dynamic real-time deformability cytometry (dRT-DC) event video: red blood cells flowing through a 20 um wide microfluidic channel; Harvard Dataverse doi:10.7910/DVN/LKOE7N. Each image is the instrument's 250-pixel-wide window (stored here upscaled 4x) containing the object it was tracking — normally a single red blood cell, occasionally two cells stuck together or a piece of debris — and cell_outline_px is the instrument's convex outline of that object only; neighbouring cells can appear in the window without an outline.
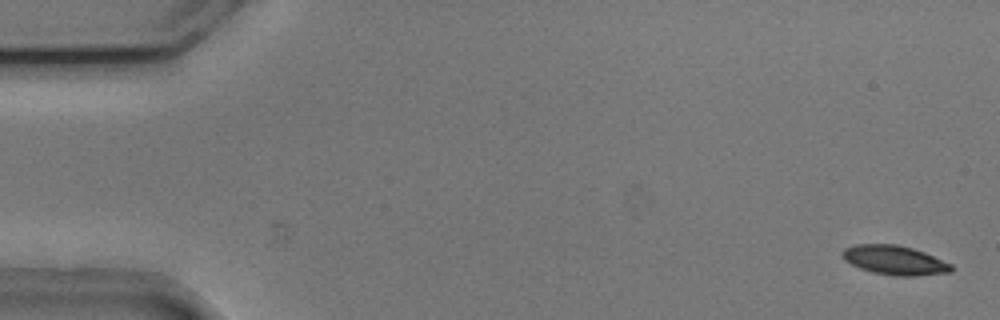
{"species": "common noctule bat (a hibernating species)", "species_latin": "Nyctalus noctula", "temperature_condition": "cold", "stored_images_in_passage": 55, "camera_frame_rate_fps": 3000, "um_per_image_px": 0.085, "animal": {"sex": "male", "body_mass_g": 20.5, "forearm_length_mm": 52.5}, "frame": {"image": 1, "passage_image": 2, "time_ms": 0.333, "image_size_px": [1000, 320], "cell_outline_px": [[952, 272], [916, 276], [896, 276], [872, 272], [860, 268], [844, 260], [840, 252], [844, 248], [856, 244], [896, 244], [912, 248], [924, 252], [952, 264]], "centroid_in_image_um": [76.03, 22.11], "position_along_channel_um": 9.0, "area_um2": 18.61}}
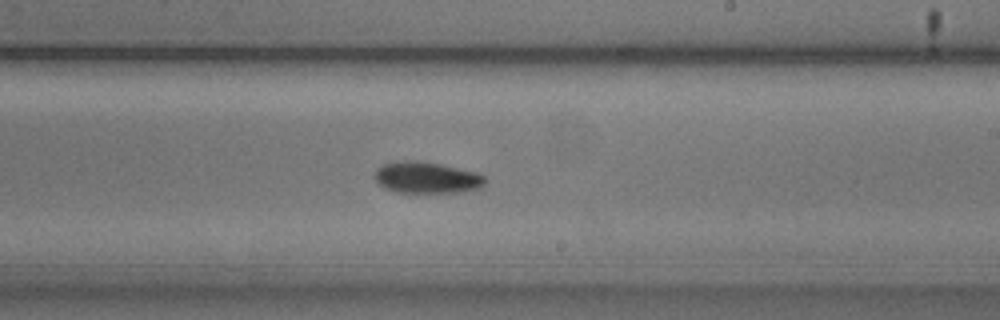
{"frame": {"image": 2, "passage_image": 32, "time_ms": 10.333, "image_size_px": [1000, 320], "cell_outline_px": [[484, 184], [480, 188], [460, 192], [396, 192], [384, 188], [376, 180], [376, 168], [384, 164], [440, 164], [476, 172], [484, 176]], "centroid_in_image_um": [36.33, 15.16], "position_along_channel_um": 252.7, "area_um2": 19.02}}
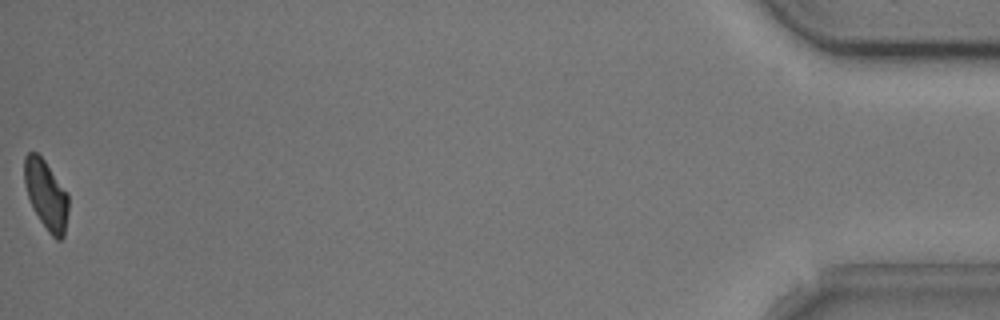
{"frame": {"image": 3, "passage_image": 54, "time_ms": 17.667, "image_size_px": [1000, 320], "cell_outline_px": [[68, 212], [64, 236], [60, 240], [56, 240], [48, 232], [32, 208], [24, 184], [24, 156], [28, 152], [36, 152], [44, 160], [68, 192]], "centroid_in_image_um": [3.92, 16.56], "position_along_channel_um": 431.3, "area_um2": 17.92}, "authors_computed_cell_mechanics": {"area_um2": 19.2474, "velocity_mm_per_s": 3.7781, "shape_relaxation_time_tau1_ms": 3.1072, "shape_relaxation_time_tau2_ms": 7.8644, "deformation_change_tau1": 0.0977, "deformation_change_tau2": 0.1062}}